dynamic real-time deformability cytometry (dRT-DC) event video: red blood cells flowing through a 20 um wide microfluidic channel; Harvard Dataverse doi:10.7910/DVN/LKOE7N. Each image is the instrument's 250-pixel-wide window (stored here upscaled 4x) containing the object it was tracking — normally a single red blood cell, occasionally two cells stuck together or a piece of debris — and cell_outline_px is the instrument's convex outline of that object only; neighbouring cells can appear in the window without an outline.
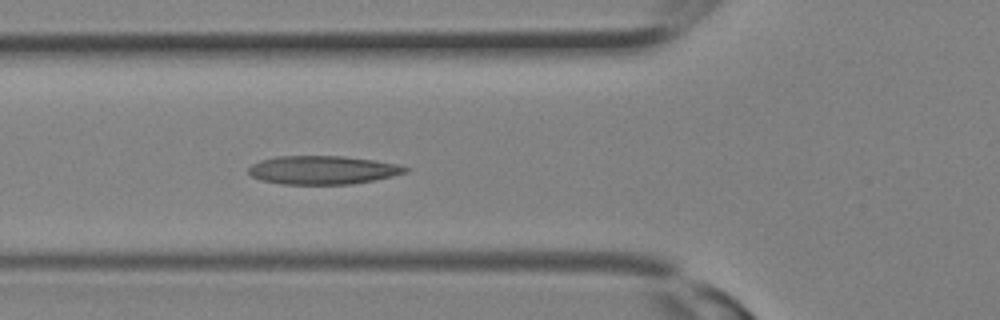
{"species": "Egyptian fruit bat (a non-hibernating species)", "species_latin": "Rousettus aegyptiacus", "temperature_condition": "room temperature", "stored_images_in_passage": 11, "camera_frame_rate_fps": 3000, "um_per_image_px": 0.085, "animal": {"sex": "female"}, "frame": {"image": 1, "passage_image": 11, "time_ms": 3.333, "image_size_px": [1000, 320], "cell_outline_px": [[408, 172], [392, 176], [352, 184], [280, 184], [260, 180], [252, 176], [248, 172], [248, 168], [252, 164], [260, 160], [276, 156], [344, 156], [400, 164], [408, 168]], "centroid_in_image_um": [27.41, 14.45], "position_along_channel_um": 98.4, "area_um2": 26.07}}